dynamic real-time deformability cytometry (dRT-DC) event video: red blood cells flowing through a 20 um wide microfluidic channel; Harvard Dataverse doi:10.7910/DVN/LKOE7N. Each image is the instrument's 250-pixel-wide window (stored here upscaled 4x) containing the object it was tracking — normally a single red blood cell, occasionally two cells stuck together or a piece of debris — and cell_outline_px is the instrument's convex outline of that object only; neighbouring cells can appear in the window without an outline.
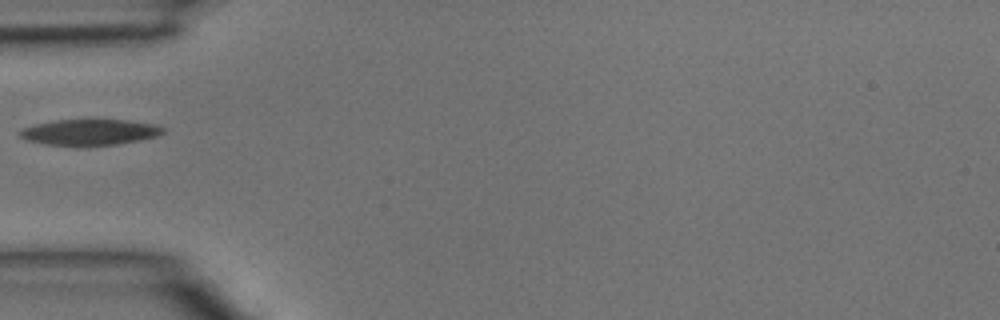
{"species": "common noctule bat (a hibernating species)", "species_latin": "Nyctalus noctula", "temperature_condition": "room temperature", "stored_images_in_passage": 4, "camera_frame_rate_fps": 3000, "um_per_image_px": 0.085, "animal": {"sex": "male", "body_mass_g": 15.6}, "frame": {"image": 1, "passage_image": 4, "time_ms": 1.0, "image_size_px": [1000, 320], "cell_outline_px": [[164, 132], [156, 136], [140, 140], [116, 144], [44, 144], [28, 140], [20, 136], [16, 132], [20, 128], [36, 124], [56, 120], [128, 120], [152, 124], [164, 128]], "centroid_in_image_um": [7.59, 11.21], "position_along_channel_um": 77.4, "area_um2": 21.04}}